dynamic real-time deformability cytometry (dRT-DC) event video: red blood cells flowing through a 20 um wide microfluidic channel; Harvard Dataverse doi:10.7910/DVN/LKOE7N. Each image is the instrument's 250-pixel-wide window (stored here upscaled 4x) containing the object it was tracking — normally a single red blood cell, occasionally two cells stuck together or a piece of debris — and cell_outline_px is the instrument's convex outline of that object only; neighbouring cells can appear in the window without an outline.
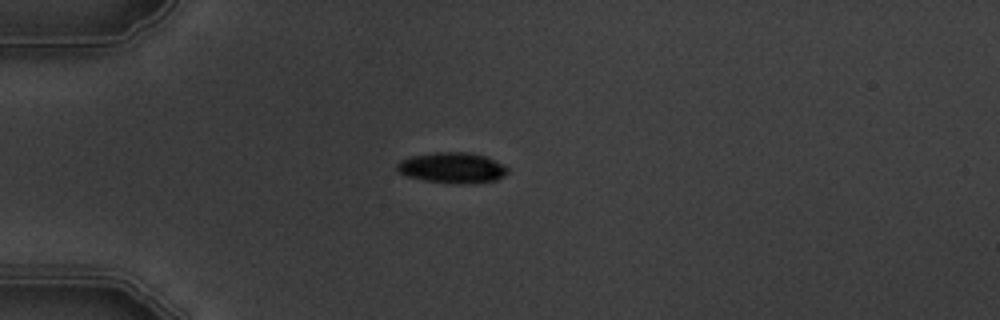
{"species": "common noctule bat (a hibernating species)", "species_latin": "Nyctalus noctula", "temperature_condition": "warm", "stored_images_in_passage": 10, "camera_frame_rate_fps": 3000, "um_per_image_px": 0.085, "animal": {"sex": "male", "body_mass_g": 19.5, "forearm_length_mm": 54.6}, "frame": {"image": 1, "passage_image": 4, "time_ms": 3.667, "image_size_px": [1000, 320], "cell_outline_px": [[508, 172], [504, 176], [496, 180], [468, 184], [448, 184], [424, 180], [404, 176], [396, 172], [396, 164], [400, 160], [412, 156], [436, 152], [468, 152], [484, 156], [504, 164], [508, 168]], "centroid_in_image_um": [38.41, 14.28], "position_along_channel_um": 46.6, "area_um2": 20.11}}